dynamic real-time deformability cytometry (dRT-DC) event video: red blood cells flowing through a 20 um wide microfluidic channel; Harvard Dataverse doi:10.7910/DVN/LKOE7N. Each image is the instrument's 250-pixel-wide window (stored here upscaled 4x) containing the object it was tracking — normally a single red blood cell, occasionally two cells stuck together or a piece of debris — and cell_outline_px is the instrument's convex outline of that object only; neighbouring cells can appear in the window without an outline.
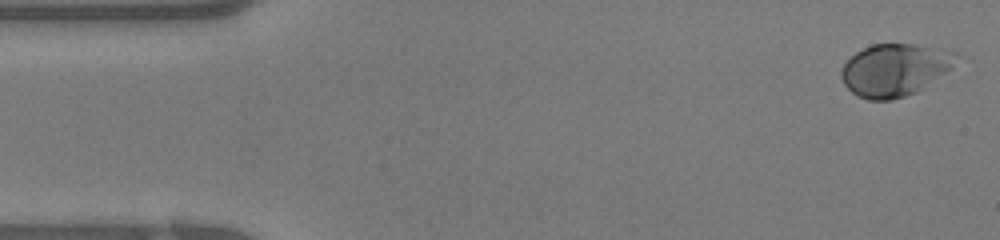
{"species": "human", "species_latin": "Homo sapiens", "temperature_condition": "warm", "stored_images_in_passage": 39, "camera_frame_rate_fps": 3000, "um_per_image_px": 0.085, "donor": {"sex": "female"}, "frame": {"image": 1, "passage_image": 1, "time_ms": 0.0, "image_size_px": [1000, 240], "cell_outline_px": [[960, 56], [952, 68], [924, 88], [916, 92], [892, 100], [868, 100], [856, 96], [844, 84], [840, 76], [840, 68], [856, 52], [872, 44], [912, 44], [940, 48], [956, 52]], "centroid_in_image_um": [76.06, 5.94], "position_along_channel_um": 8.9, "area_um2": 35.32}}
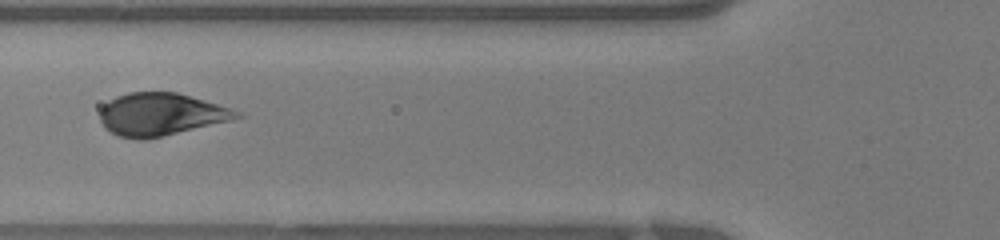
{"frame": {"image": 2, "passage_image": 14, "time_ms": 4.333, "image_size_px": [1000, 240], "cell_outline_px": [[244, 116], [232, 120], [148, 140], [140, 140], [116, 136], [104, 128], [100, 120], [100, 108], [104, 104], [116, 96], [128, 92], [176, 92], [232, 108], [240, 112]], "centroid_in_image_um": [13.65, 9.74], "position_along_channel_um": 112.2, "area_um2": 34.28}}
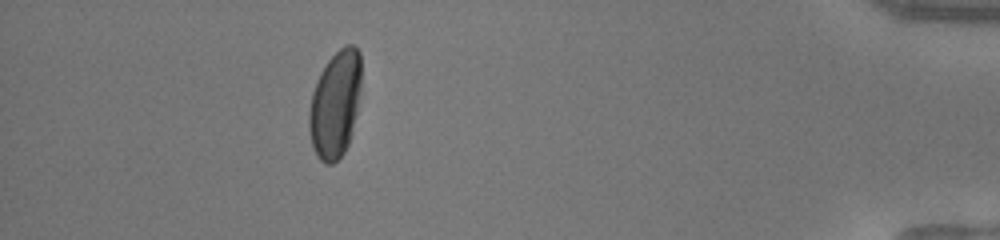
{"frame": {"image": 3, "passage_image": 35, "time_ms": 11.333, "image_size_px": [1000, 240], "cell_outline_px": [[360, 88], [356, 112], [348, 144], [344, 152], [332, 164], [324, 164], [316, 156], [312, 148], [308, 128], [308, 112], [312, 92], [316, 80], [320, 72], [328, 60], [344, 44], [352, 44], [360, 52]], "centroid_in_image_um": [28.45, 8.86], "position_along_channel_um": 406.7, "area_um2": 32.6}}